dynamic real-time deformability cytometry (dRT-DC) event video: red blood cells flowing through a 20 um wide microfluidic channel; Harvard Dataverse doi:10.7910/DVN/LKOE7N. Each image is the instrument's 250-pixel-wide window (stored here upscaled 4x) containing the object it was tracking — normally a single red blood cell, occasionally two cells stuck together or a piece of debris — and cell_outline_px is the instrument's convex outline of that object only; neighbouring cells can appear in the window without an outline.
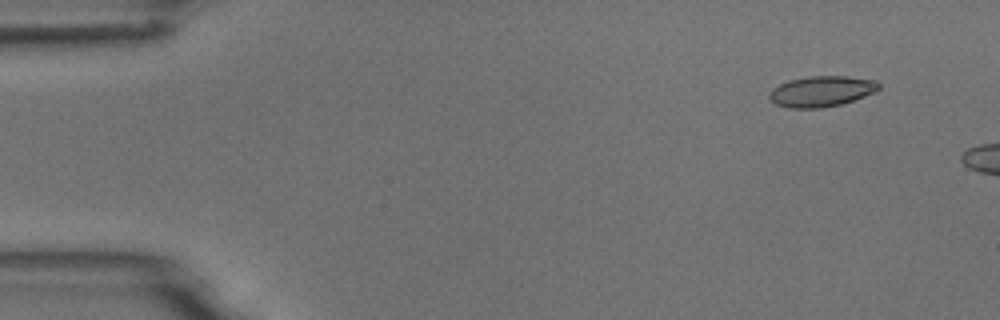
{"species": "common noctule bat (a hibernating species)", "species_latin": "Nyctalus noctula", "temperature_condition": "room temperature", "stored_images_in_passage": 5, "camera_frame_rate_fps": 3000, "um_per_image_px": 0.085, "animal": {"sex": "male", "body_mass_g": 18.8}, "frame": {"image": 1, "passage_image": 1, "time_ms": 0.0, "image_size_px": [1000, 320], "cell_outline_px": [[880, 88], [876, 92], [840, 104], [820, 108], [788, 108], [776, 104], [768, 96], [772, 88], [788, 80], [808, 76], [848, 76], [876, 80], [880, 84]], "centroid_in_image_um": [69.83, 7.75], "position_along_channel_um": 15.2, "area_um2": 19.59}}
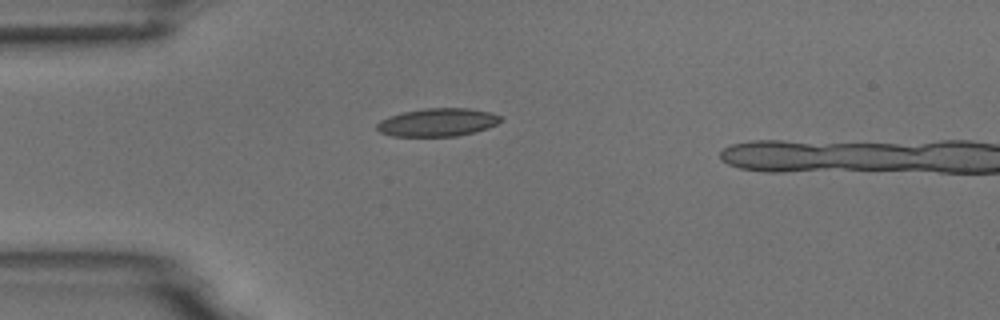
{"frame": {"image": 2, "passage_image": 4, "time_ms": 3.333, "image_size_px": [1000, 320], "cell_outline_px": [[504, 120], [488, 128], [476, 132], [456, 136], [392, 136], [380, 132], [376, 128], [376, 124], [380, 120], [388, 116], [404, 112], [424, 108], [468, 108], [488, 112], [500, 116]], "centroid_in_image_um": [37.19, 10.4], "position_along_channel_um": 47.8, "area_um2": 20.29}}